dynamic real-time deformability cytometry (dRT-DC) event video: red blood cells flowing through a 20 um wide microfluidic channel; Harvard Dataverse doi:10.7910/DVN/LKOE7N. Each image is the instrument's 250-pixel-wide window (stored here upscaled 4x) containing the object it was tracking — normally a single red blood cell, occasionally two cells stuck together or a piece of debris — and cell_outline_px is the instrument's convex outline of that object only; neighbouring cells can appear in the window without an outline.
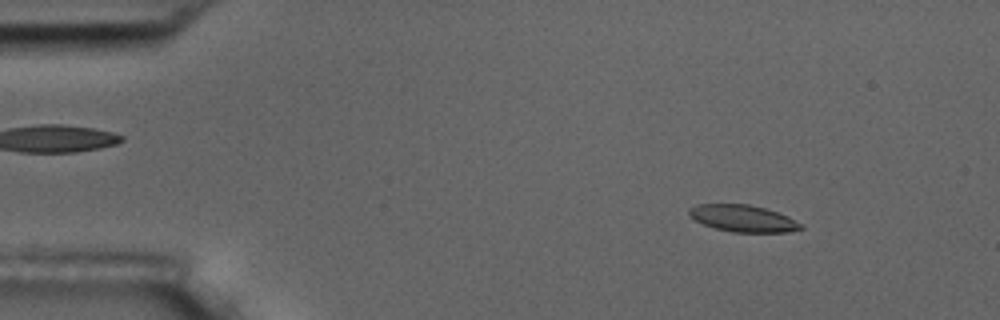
{"species": "common noctule bat (a hibernating species)", "species_latin": "Nyctalus noctula", "temperature_condition": "room temperature", "stored_images_in_passage": 9, "camera_frame_rate_fps": 3000, "um_per_image_px": 0.085, "animal": {"sex": "male", "body_mass_g": 17.5, "forearm_length_mm": 52.3}, "frame": {"image": 1, "passage_image": 2, "time_ms": 1.0, "image_size_px": [1000, 320], "cell_outline_px": [[804, 228], [788, 232], [732, 232], [716, 228], [704, 224], [688, 216], [688, 208], [696, 204], [748, 204], [764, 208], [788, 216], [804, 224]], "centroid_in_image_um": [63.16, 18.56], "position_along_channel_um": 21.8, "area_um2": 17.51}}
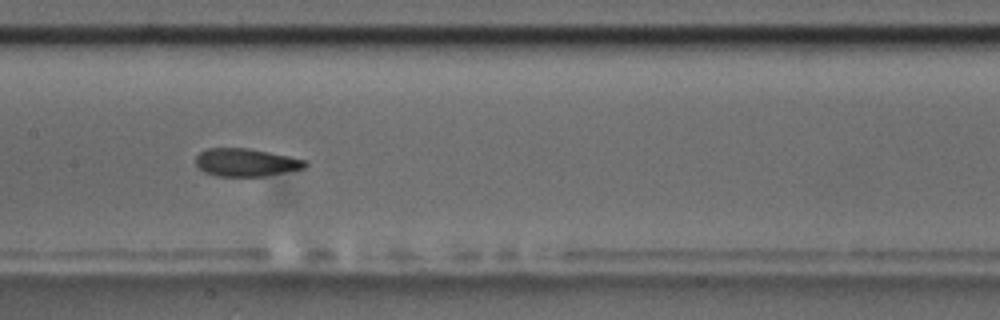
{"frame": {"image": 2, "passage_image": 8, "time_ms": 8.0, "image_size_px": [1000, 320], "cell_outline_px": [[308, 164], [304, 168], [264, 176], [216, 176], [204, 172], [196, 164], [196, 156], [200, 152], [208, 148], [248, 148], [308, 160]], "centroid_in_image_um": [20.91, 13.8], "position_along_channel_um": 186.5, "area_um2": 17.69}}
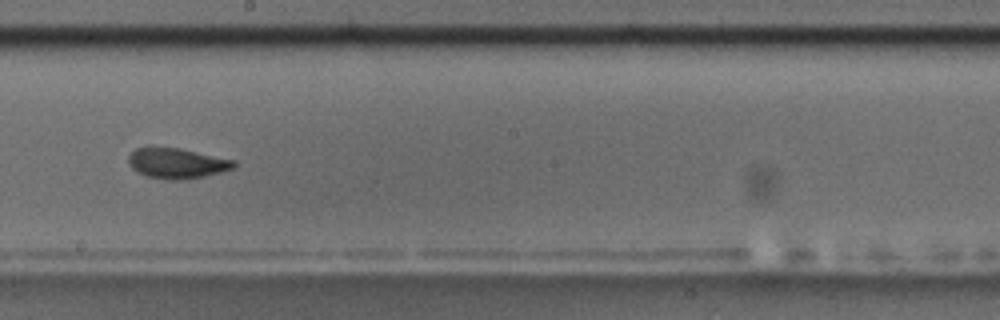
{"frame": {"image": 3, "passage_image": 9, "time_ms": 9.333, "image_size_px": [1000, 320], "cell_outline_px": [[236, 168], [204, 176], [184, 180], [172, 180], [148, 176], [132, 168], [128, 164], [128, 156], [136, 148], [180, 148], [236, 160]], "centroid_in_image_um": [15.09, 13.88], "position_along_channel_um": 233.1, "area_um2": 18.5}}